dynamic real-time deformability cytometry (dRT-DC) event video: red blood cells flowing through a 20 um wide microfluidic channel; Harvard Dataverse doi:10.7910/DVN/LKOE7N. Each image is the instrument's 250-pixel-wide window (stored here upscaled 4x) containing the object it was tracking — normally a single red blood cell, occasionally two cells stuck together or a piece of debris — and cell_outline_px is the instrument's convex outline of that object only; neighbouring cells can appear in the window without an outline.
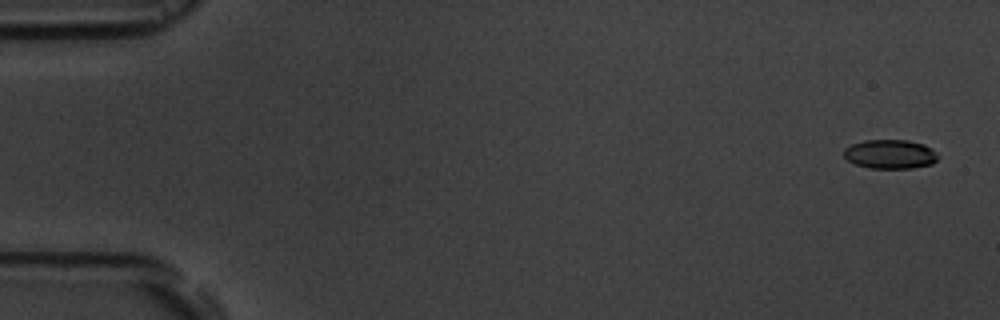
{"species": "common noctule bat (a hibernating species)", "species_latin": "Nyctalus noctula", "temperature_condition": "room temperature", "stored_images_in_passage": 5, "camera_frame_rate_fps": 3000, "um_per_image_px": 0.085, "animal": {"sex": "male", "body_mass_g": 19.5, "forearm_length_mm": 54.6}, "frame": {"image": 1, "passage_image": 1, "time_ms": 0.0, "image_size_px": [1000, 320], "cell_outline_px": [[936, 160], [932, 164], [912, 168], [868, 168], [856, 164], [848, 160], [844, 156], [844, 148], [852, 144], [864, 140], [908, 140], [924, 144], [932, 148], [936, 152]], "centroid_in_image_um": [75.66, 13.1], "position_along_channel_um": 9.3, "area_um2": 15.95}}
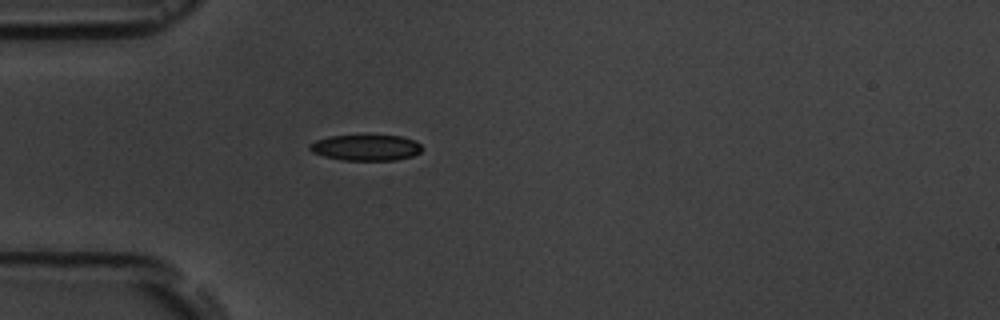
{"frame": {"image": 2, "passage_image": 5, "time_ms": 4.667, "image_size_px": [1000, 320], "cell_outline_px": [[424, 148], [420, 152], [412, 156], [396, 160], [340, 160], [324, 156], [312, 152], [308, 148], [308, 144], [316, 140], [328, 136], [368, 132], [400, 136], [416, 140]], "centroid_in_image_um": [31.1, 12.49], "position_along_channel_um": 53.9, "area_um2": 18.03}}